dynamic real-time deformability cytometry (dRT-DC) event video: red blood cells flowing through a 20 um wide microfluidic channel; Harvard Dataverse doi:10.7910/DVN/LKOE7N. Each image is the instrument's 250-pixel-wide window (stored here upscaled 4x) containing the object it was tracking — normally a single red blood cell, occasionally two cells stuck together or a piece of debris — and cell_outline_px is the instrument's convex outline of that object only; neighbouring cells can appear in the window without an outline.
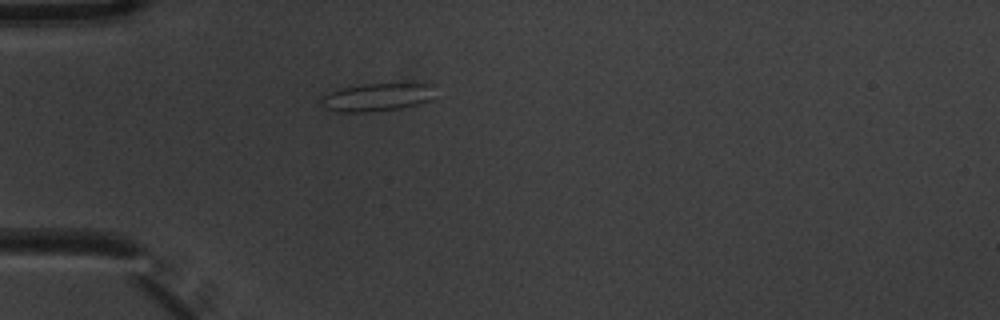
{"species": "common noctule bat (a hibernating species)", "species_latin": "Nyctalus noctula", "temperature_condition": "warm", "stored_images_in_passage": 1, "camera_frame_rate_fps": 3000, "um_per_image_px": 0.085, "animal": {"sex": "male", "body_mass_g": 20.1, "forearm_length_mm": 53.5}, "frame": {"image": 1, "passage_image": 1, "time_ms": 0.0, "image_size_px": [1000, 320], "cell_outline_px": [[436, 96], [432, 100], [420, 104], [400, 108], [372, 112], [340, 112], [324, 108], [320, 100], [328, 92], [340, 88], [364, 84], [432, 84]], "centroid_in_image_um": [32.07, 8.27], "position_along_channel_um": 52.9, "area_um2": 18.73}}